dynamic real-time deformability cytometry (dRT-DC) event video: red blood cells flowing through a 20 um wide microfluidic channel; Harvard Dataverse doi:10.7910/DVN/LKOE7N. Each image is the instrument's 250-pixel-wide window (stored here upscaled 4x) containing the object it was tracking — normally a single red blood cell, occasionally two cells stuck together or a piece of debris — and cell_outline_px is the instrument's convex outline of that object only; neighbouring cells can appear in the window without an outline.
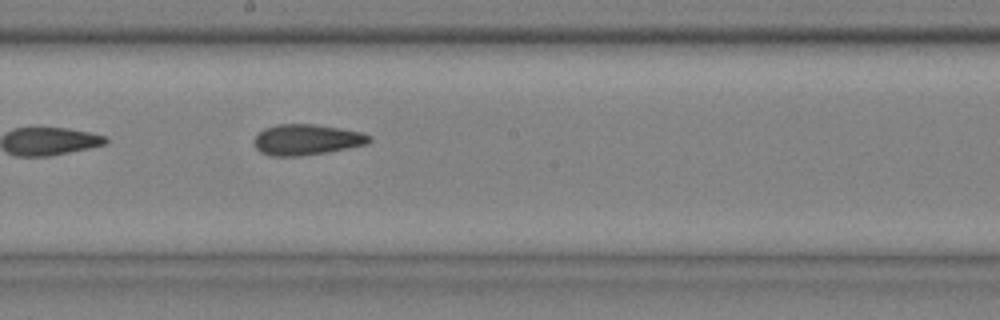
{"species": "common noctule bat (a hibernating species)", "species_latin": "Nyctalus noctula", "temperature_condition": "cold", "stored_images_in_passage": 8, "camera_frame_rate_fps": 3000, "um_per_image_px": 0.085, "animal": {"sex": "male", "body_mass_g": 20.4}, "frame": {"image": 1, "passage_image": 8, "time_ms": 2.333, "image_size_px": [1000, 320], "cell_outline_px": [[372, 140], [368, 144], [328, 152], [300, 156], [272, 156], [260, 152], [256, 148], [256, 132], [264, 128], [276, 124], [312, 124], [340, 128], [360, 132], [372, 136]], "centroid_in_image_um": [26.07, 11.87], "position_along_channel_um": 222.1, "area_um2": 20.69}}